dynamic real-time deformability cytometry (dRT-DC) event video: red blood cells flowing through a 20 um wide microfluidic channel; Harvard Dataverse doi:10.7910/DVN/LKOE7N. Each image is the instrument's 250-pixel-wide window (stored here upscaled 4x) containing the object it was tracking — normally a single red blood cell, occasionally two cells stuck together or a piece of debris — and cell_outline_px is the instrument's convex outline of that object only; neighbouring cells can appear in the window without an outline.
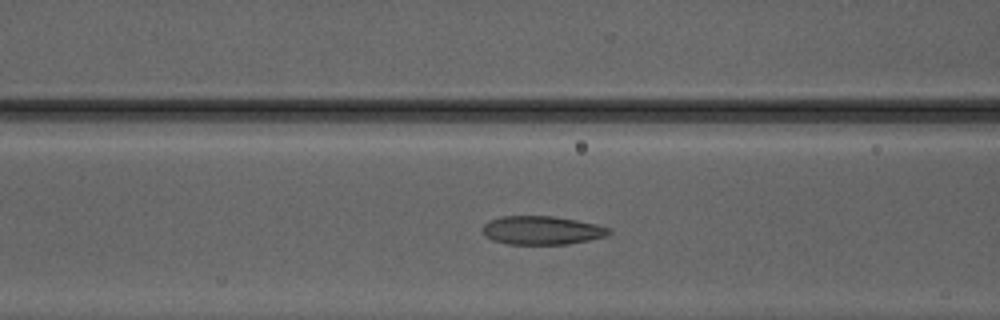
{"species": "Egyptian fruit bat (a non-hibernating species)", "species_latin": "Rousettus aegyptiacus", "temperature_condition": "warm", "stored_images_in_passage": 36, "camera_frame_rate_fps": 3000, "um_per_image_px": 0.085, "animal": {"sex": "male"}, "frame": {"image": 1, "passage_image": 11, "time_ms": 3.333, "image_size_px": [1000, 320], "cell_outline_px": [[612, 232], [604, 236], [588, 240], [568, 244], [508, 244], [492, 240], [484, 236], [484, 224], [488, 220], [500, 216], [552, 216], [576, 220], [596, 224], [612, 228]], "centroid_in_image_um": [46.05, 19.57], "position_along_channel_um": 120.6, "area_um2": 21.04}}
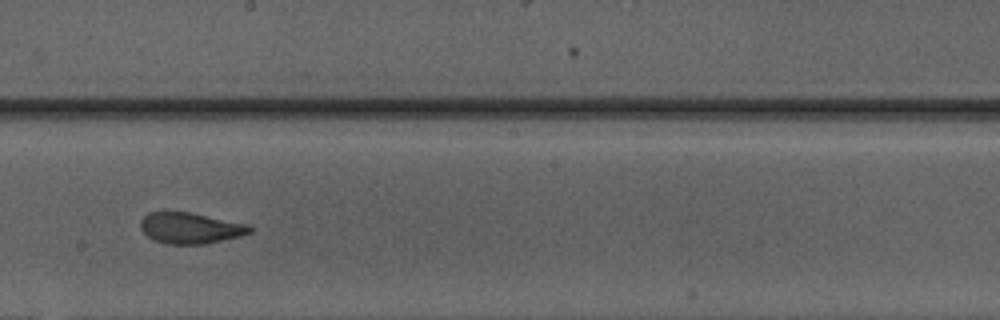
{"frame": {"image": 2, "passage_image": 19, "time_ms": 6.0, "image_size_px": [1000, 320], "cell_outline_px": [[252, 232], [240, 236], [204, 244], [164, 244], [148, 236], [140, 228], [140, 220], [148, 212], [164, 208], [188, 212], [248, 224], [252, 228]], "centroid_in_image_um": [16.11, 19.34], "position_along_channel_um": 232.1, "area_um2": 20.17}}
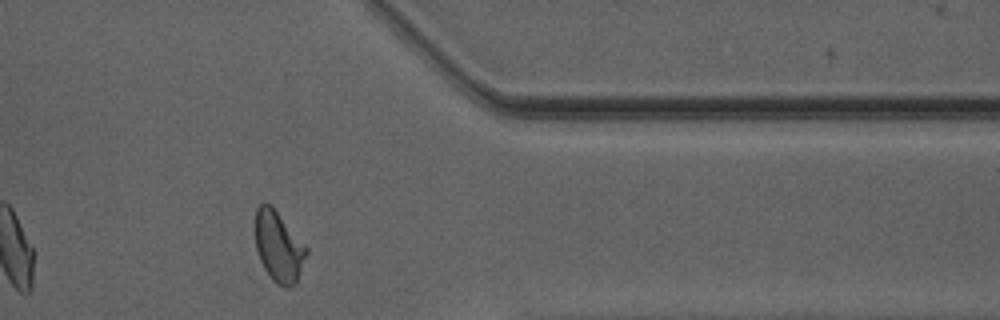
{"frame": {"image": 3, "passage_image": 31, "time_ms": 10.0, "image_size_px": [1000, 320], "cell_outline_px": [[308, 252], [296, 284], [288, 288], [284, 288], [276, 284], [272, 280], [264, 268], [260, 260], [256, 248], [256, 208], [264, 200], [272, 204], [308, 248]], "centroid_in_image_um": [23.69, 20.95], "position_along_channel_um": 387.7, "area_um2": 21.33}, "authors_computed_cell_mechanics": {"area_um2": 20.6346, "velocity_mm_per_s": 4.1864, "shape_relaxation_time_tau1_ms": 5.0591, "shape_relaxation_time_tau2_ms": 1.0691, "deformation_change_tau1": 0.1822, "deformation_change_tau2": 0.0819}}